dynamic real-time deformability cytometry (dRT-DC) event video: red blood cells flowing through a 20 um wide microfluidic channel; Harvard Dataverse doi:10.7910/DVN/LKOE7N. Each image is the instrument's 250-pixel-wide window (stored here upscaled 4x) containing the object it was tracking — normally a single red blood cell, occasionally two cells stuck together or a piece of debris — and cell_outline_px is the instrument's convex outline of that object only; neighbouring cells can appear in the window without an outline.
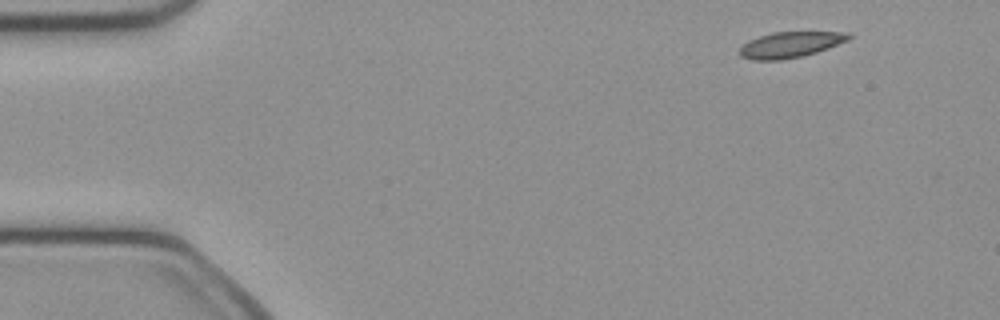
{"species": "common noctule bat (a hibernating species)", "species_latin": "Nyctalus noctula", "temperature_condition": "cold", "stored_images_in_passage": 46, "camera_frame_rate_fps": 3000, "um_per_image_px": 0.085, "animal": {"sex": "female", "body_mass_g": 21.9}, "frame": {"image": 1, "passage_image": 1, "time_ms": 0.0, "image_size_px": [1000, 320], "cell_outline_px": [[852, 36], [848, 40], [828, 48], [804, 56], [780, 60], [752, 60], [740, 56], [740, 48], [748, 40], [772, 32], [848, 32]], "centroid_in_image_um": [67.17, 3.8], "position_along_channel_um": 17.8, "area_um2": 16.36}}
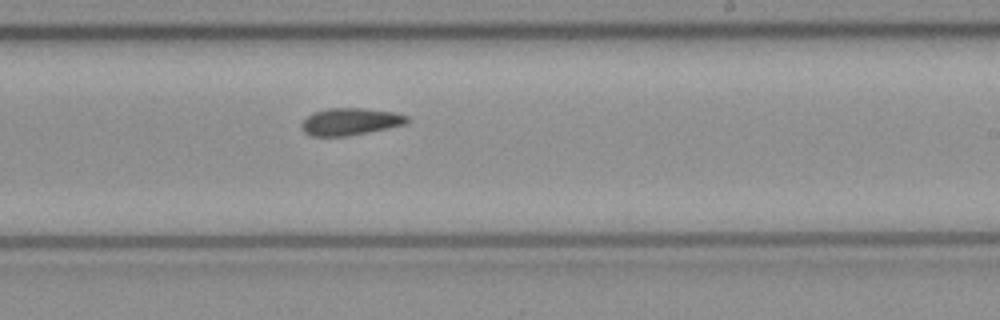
{"frame": {"image": 2, "passage_image": 26, "time_ms": 8.333, "image_size_px": [1000, 320], "cell_outline_px": [[408, 124], [348, 136], [312, 136], [304, 132], [300, 128], [300, 124], [312, 112], [328, 108], [364, 108], [396, 112], [408, 116]], "centroid_in_image_um": [29.77, 10.33], "position_along_channel_um": 259.2, "area_um2": 16.88}}
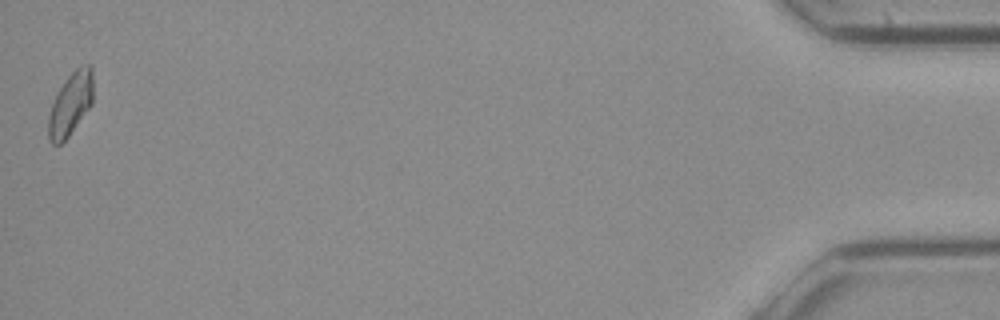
{"frame": {"image": 3, "passage_image": 46, "time_ms": 15.0, "image_size_px": [1000, 320], "cell_outline_px": [[92, 104], [68, 136], [60, 144], [52, 144], [48, 140], [48, 116], [56, 92], [68, 76], [80, 64], [92, 64]], "centroid_in_image_um": [5.98, 8.81], "position_along_channel_um": 429.2, "area_um2": 16.42}}